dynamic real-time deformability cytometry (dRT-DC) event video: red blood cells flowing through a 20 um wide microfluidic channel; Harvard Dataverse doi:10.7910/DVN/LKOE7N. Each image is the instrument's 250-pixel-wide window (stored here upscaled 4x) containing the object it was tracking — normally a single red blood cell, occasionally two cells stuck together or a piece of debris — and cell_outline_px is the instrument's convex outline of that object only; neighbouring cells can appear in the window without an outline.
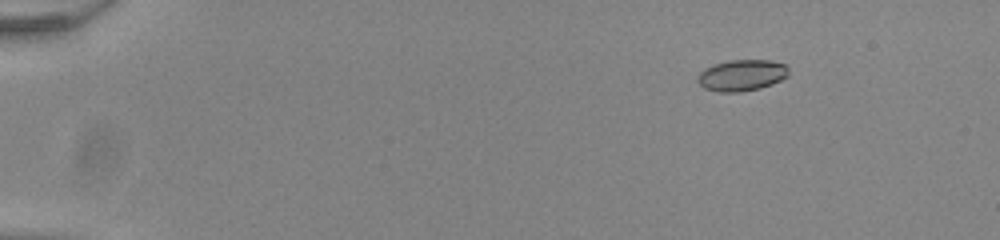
{"species": "common noctule bat (a hibernating species)", "species_latin": "Nyctalus noctula", "temperature_condition": "room temperature", "stored_images_in_passage": 56, "camera_frame_rate_fps": 3000, "um_per_image_px": 0.085, "animal": {"sex": "male", "body_mass_g": 20.0, "forearm_length_mm": 53.3}, "frame": {"image": 1, "passage_image": 9, "time_ms": 2.667, "image_size_px": [1000, 240], "cell_outline_px": [[788, 76], [772, 84], [760, 88], [740, 92], [720, 92], [704, 88], [696, 80], [696, 76], [704, 68], [712, 64], [728, 60], [768, 60], [784, 64], [788, 68]], "centroid_in_image_um": [63.01, 6.39], "position_along_channel_um": 22.0, "area_um2": 16.7}}
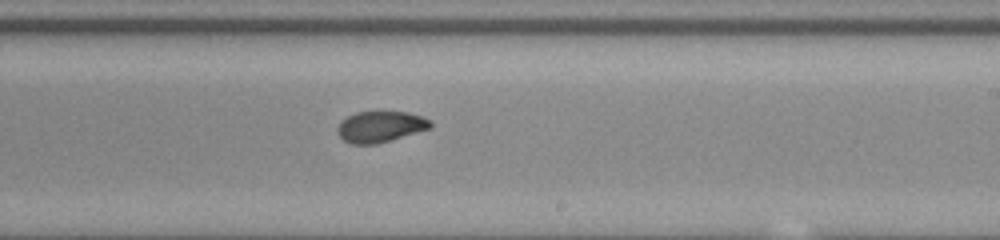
{"frame": {"image": 2, "passage_image": 36, "time_ms": 11.667, "image_size_px": [1000, 240], "cell_outline_px": [[432, 128], [376, 144], [352, 144], [344, 140], [336, 132], [336, 128], [340, 120], [356, 112], [408, 112], [432, 120]], "centroid_in_image_um": [32.32, 10.77], "position_along_channel_um": 256.7, "area_um2": 16.88}}
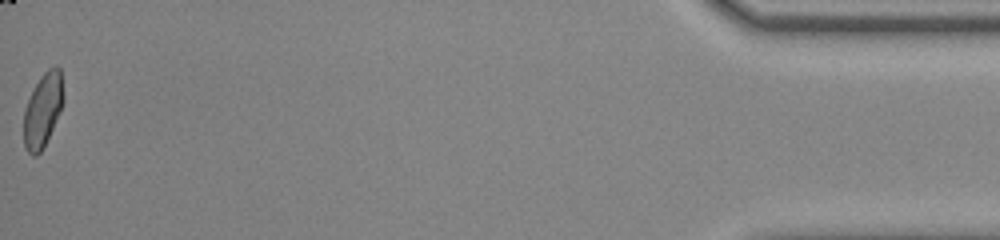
{"frame": {"image": 3, "passage_image": 56, "time_ms": 18.333, "image_size_px": [1000, 240], "cell_outline_px": [[64, 100], [44, 148], [36, 156], [32, 156], [28, 152], [24, 144], [24, 108], [32, 88], [40, 76], [48, 68], [56, 64], [60, 68], [64, 96]], "centroid_in_image_um": [3.63, 9.31], "position_along_channel_um": 431.6, "area_um2": 17.28}, "authors_computed_cell_mechanics": {"area_um2": 17.2244, "velocity_mm_per_s": 3.9046, "shape_relaxation_time_tau1_ms": 5.7789, "shape_relaxation_time_tau2_ms": 1.1306, "deformation_change_tau1": 0.1653, "deformation_change_tau2": 0.0437}}